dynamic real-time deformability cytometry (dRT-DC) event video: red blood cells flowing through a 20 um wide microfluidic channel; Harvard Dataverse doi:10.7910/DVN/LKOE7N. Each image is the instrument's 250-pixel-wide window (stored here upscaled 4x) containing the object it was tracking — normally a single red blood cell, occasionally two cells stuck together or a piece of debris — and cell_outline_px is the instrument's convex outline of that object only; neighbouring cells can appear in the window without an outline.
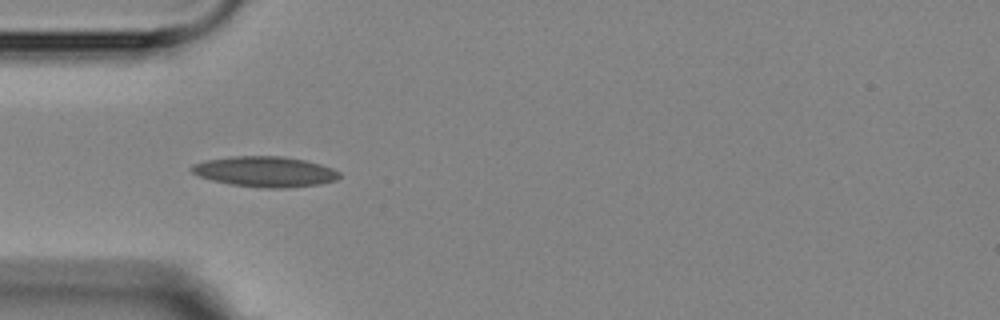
{"species": "Egyptian fruit bat (a non-hibernating species)", "species_latin": "Rousettus aegyptiacus", "temperature_condition": "room temperature", "stored_images_in_passage": 1, "camera_frame_rate_fps": 3000, "um_per_image_px": 0.085, "animal": {"sex": "female"}, "frame": {"image": 1, "passage_image": 1, "time_ms": 0.0, "image_size_px": [1000, 320], "cell_outline_px": [[340, 176], [336, 180], [316, 184], [280, 188], [268, 188], [232, 184], [212, 180], [200, 176], [192, 172], [192, 164], [204, 160], [232, 156], [284, 156], [304, 160], [320, 164], [332, 168], [340, 172]], "centroid_in_image_um": [22.52, 14.57], "position_along_channel_um": 62.5, "area_um2": 25.89}}